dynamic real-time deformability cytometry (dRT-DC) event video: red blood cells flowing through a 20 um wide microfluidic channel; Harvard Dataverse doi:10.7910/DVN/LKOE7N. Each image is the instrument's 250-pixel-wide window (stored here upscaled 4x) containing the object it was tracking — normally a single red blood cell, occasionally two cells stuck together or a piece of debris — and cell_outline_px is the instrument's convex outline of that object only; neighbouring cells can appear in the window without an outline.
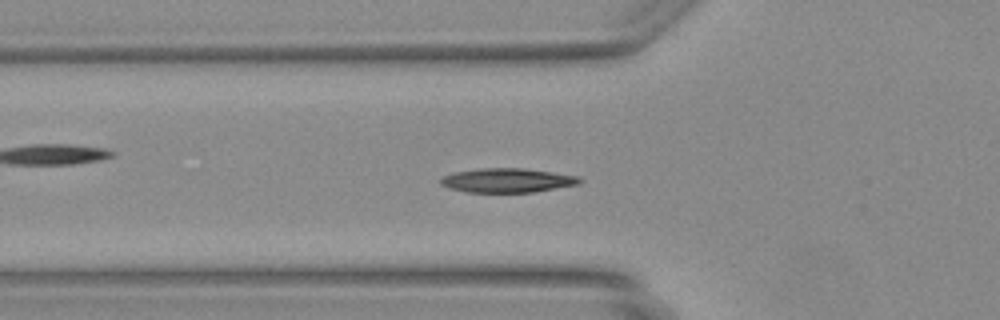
{"species": "Egyptian fruit bat (a non-hibernating species)", "species_latin": "Rousettus aegyptiacus", "temperature_condition": "warm", "stored_images_in_passage": 49, "camera_frame_rate_fps": 3000, "um_per_image_px": 0.085, "animal": {"sex": "female"}, "frame": {"image": 1, "passage_image": 17, "time_ms": 5.333, "image_size_px": [1000, 320], "cell_outline_px": [[580, 184], [532, 192], [468, 192], [448, 188], [440, 184], [440, 180], [444, 176], [452, 172], [480, 168], [524, 168], [552, 172], [576, 176], [580, 180]], "centroid_in_image_um": [43.06, 15.33], "position_along_channel_um": 82.7, "area_um2": 19.48}}
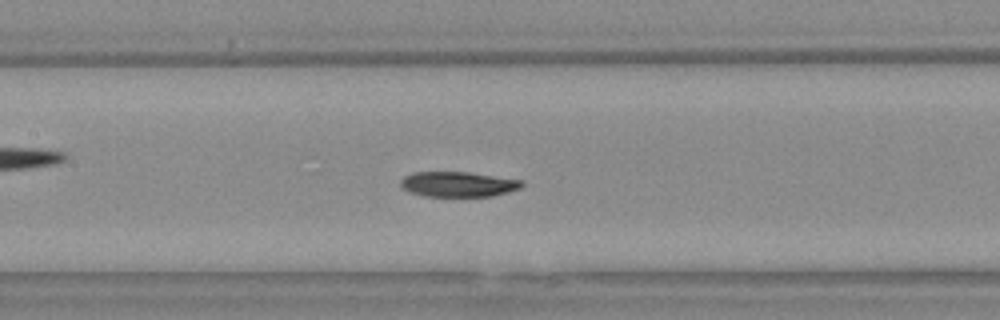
{"frame": {"image": 2, "passage_image": 23, "time_ms": 7.333, "image_size_px": [1000, 320], "cell_outline_px": [[524, 184], [520, 188], [508, 192], [492, 196], [424, 196], [408, 192], [400, 184], [400, 180], [404, 176], [412, 172], [468, 172], [524, 180]], "centroid_in_image_um": [38.94, 15.65], "position_along_channel_um": 168.5, "area_um2": 17.86}}
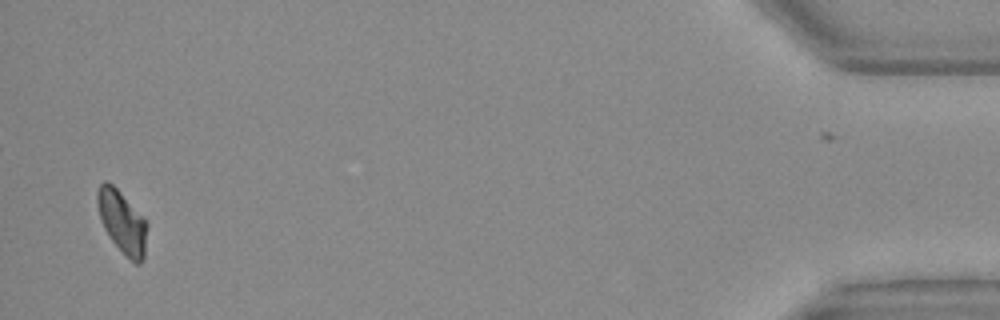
{"frame": {"image": 3, "passage_image": 47, "time_ms": 15.333, "image_size_px": [1000, 320], "cell_outline_px": [[148, 224], [144, 260], [140, 264], [136, 264], [112, 240], [104, 228], [100, 220], [96, 200], [96, 192], [100, 184], [104, 180], [112, 184], [120, 192]], "centroid_in_image_um": [10.37, 18.86], "position_along_channel_um": 424.8, "area_um2": 17.8}}